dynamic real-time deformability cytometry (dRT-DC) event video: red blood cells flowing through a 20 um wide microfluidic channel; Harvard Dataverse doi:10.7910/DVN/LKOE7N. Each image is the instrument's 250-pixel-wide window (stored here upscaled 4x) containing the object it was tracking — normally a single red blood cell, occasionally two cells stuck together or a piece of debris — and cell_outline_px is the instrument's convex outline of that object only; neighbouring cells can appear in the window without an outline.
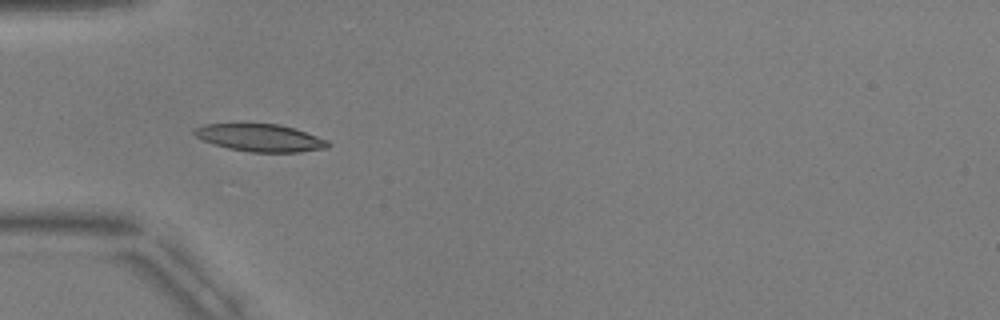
{"species": "common noctule bat (a hibernating species)", "species_latin": "Nyctalus noctula", "temperature_condition": "warm", "stored_images_in_passage": 39, "camera_frame_rate_fps": 3000, "um_per_image_px": 0.085, "animal": {"sex": "male", "body_mass_g": 17.9, "forearm_length_mm": 54.2}, "frame": {"image": 1, "passage_image": 2, "time_ms": 0.333, "image_size_px": [1000, 320], "cell_outline_px": [[332, 144], [328, 148], [300, 152], [248, 152], [228, 148], [204, 140], [196, 136], [192, 132], [196, 128], [204, 124], [280, 124], [296, 128], [328, 140]], "centroid_in_image_um": [22.19, 11.71], "position_along_channel_um": 62.8, "area_um2": 21.39}}
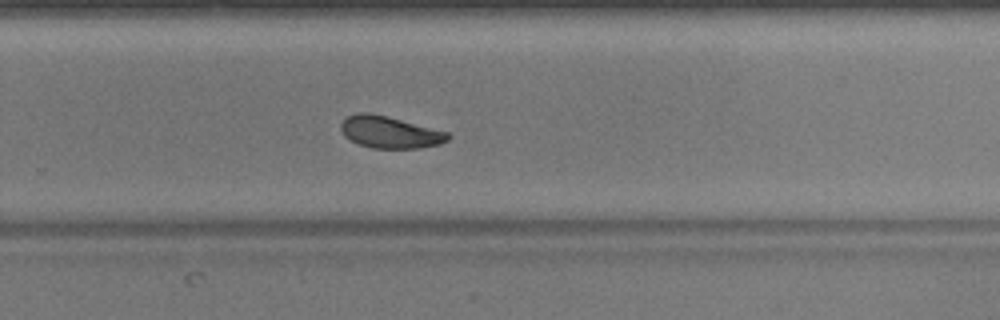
{"frame": {"image": 2, "passage_image": 21, "time_ms": 6.667, "image_size_px": [1000, 320], "cell_outline_px": [[452, 136], [448, 140], [440, 144], [420, 148], [372, 148], [356, 144], [344, 136], [340, 128], [340, 124], [348, 116], [356, 112], [368, 112], [388, 116], [448, 132]], "centroid_in_image_um": [33.12, 11.23], "position_along_channel_um": 296.7, "area_um2": 20.11}}
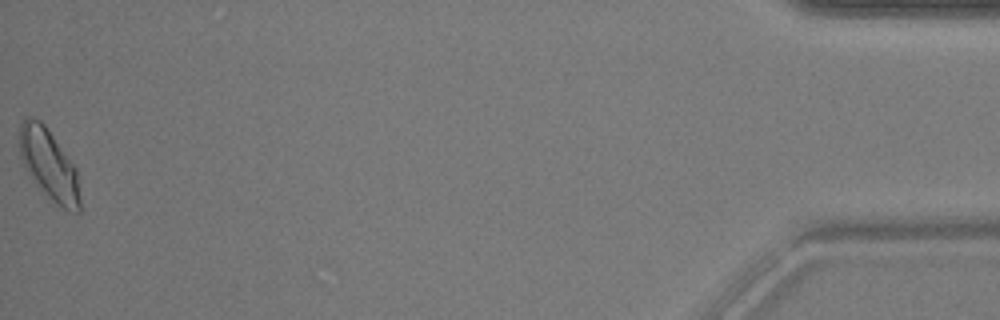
{"frame": {"image": 3, "passage_image": 39, "time_ms": 12.667, "image_size_px": [1000, 320], "cell_outline_px": [[80, 212], [76, 212], [64, 208], [56, 204], [28, 176], [20, 156], [20, 124], [24, 116], [28, 116], [40, 120], [44, 124], [76, 168], [80, 200]], "centroid_in_image_um": [4.14, 13.98], "position_along_channel_um": 431.1, "area_um2": 24.62}, "authors_computed_cell_mechanics": {"area_um2": 20.9236, "velocity_mm_per_s": 3.7337, "shape_relaxation_time_tau1_ms": 2.9375, "shape_relaxation_time_tau2_ms": 4.2557, "deformation_change_tau1": 0.1344, "deformation_change_tau2": 0.1081}}